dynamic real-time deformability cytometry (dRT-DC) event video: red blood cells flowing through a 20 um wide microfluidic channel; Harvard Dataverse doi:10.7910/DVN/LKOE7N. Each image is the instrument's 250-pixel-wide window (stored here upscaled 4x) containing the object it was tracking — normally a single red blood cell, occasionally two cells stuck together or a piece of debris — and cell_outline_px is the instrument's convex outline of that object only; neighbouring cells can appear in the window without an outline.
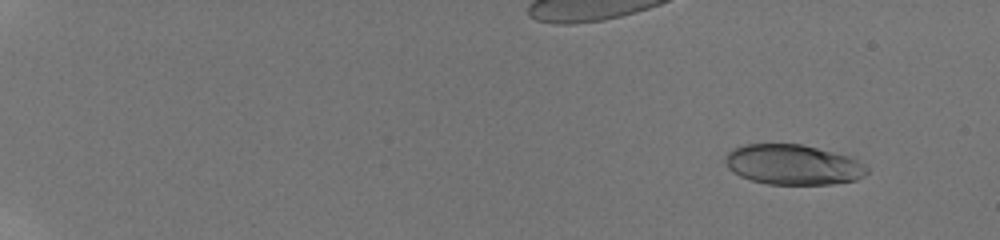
{"species": "human", "species_latin": "Homo sapiens", "temperature_condition": "room temperature", "stored_images_in_passage": 52, "camera_frame_rate_fps": 3000, "um_per_image_px": 0.085, "donor": {"sex": "male"}, "frame": {"image": 1, "passage_image": 8, "time_ms": 1.667, "image_size_px": [1000, 240], "cell_outline_px": [[868, 172], [864, 176], [856, 180], [832, 184], [768, 184], [752, 180], [740, 176], [732, 172], [728, 168], [724, 160], [724, 156], [732, 148], [744, 144], [800, 144], [848, 156], [864, 164], [868, 168]], "centroid_in_image_um": [67.37, 14.0], "position_along_channel_um": 17.6, "area_um2": 33.12}}
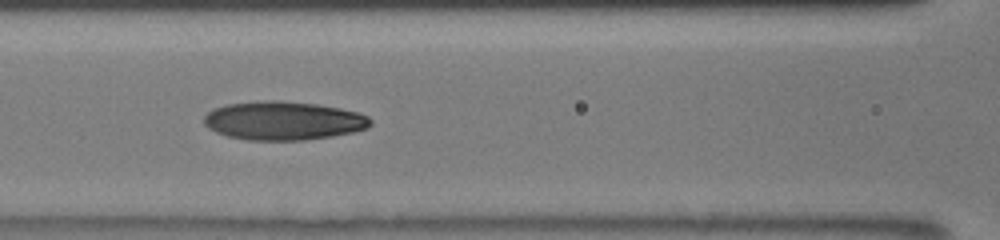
{"frame": {"image": 2, "passage_image": 34, "time_ms": 9.667, "image_size_px": [1000, 240], "cell_outline_px": [[372, 124], [368, 128], [352, 132], [332, 136], [304, 140], [248, 140], [228, 136], [216, 132], [208, 128], [204, 124], [204, 116], [212, 108], [228, 104], [272, 100], [276, 100], [316, 104], [340, 108], [356, 112], [368, 116], [372, 120]], "centroid_in_image_um": [24.09, 10.26], "position_along_channel_um": 142.5, "area_um2": 37.4}}
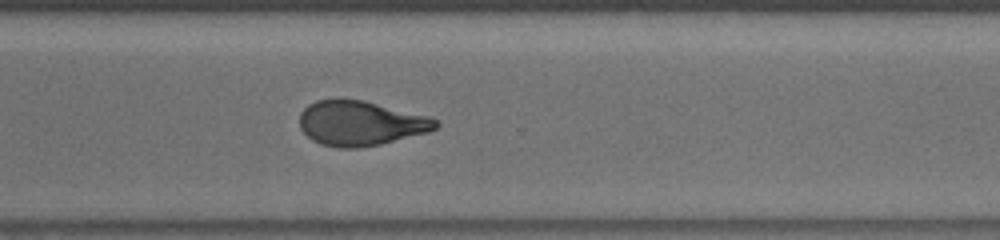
{"frame": {"image": 3, "passage_image": 51, "time_ms": 14.667, "image_size_px": [1000, 240], "cell_outline_px": [[440, 124], [436, 128], [428, 132], [380, 144], [356, 148], [336, 148], [320, 144], [312, 140], [300, 128], [300, 112], [308, 104], [316, 100], [360, 100], [428, 116], [440, 120]], "centroid_in_image_um": [30.64, 10.49], "position_along_channel_um": 340.0, "area_um2": 35.2}}